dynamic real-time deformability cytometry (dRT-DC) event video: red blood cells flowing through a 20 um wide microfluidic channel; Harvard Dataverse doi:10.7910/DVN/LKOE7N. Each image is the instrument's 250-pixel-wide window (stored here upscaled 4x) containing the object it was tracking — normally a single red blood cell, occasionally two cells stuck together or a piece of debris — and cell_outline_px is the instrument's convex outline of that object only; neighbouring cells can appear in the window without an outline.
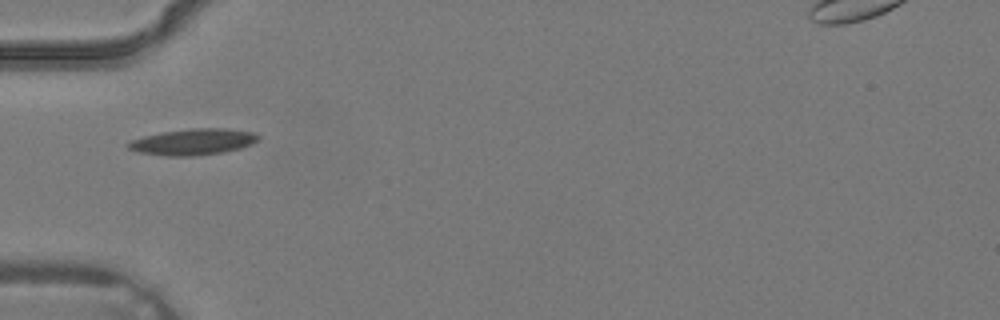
{"species": "common noctule bat (a hibernating species)", "species_latin": "Nyctalus noctula", "temperature_condition": "warm", "stored_images_in_passage": 5, "camera_frame_rate_fps": 3000, "um_per_image_px": 0.085, "animal": {"sex": "male", "body_mass_g": 19.2, "forearm_length_mm": 51.8}, "frame": {"image": 1, "passage_image": 5, "time_ms": 1.333, "image_size_px": [1000, 320], "cell_outline_px": [[260, 140], [252, 144], [240, 148], [224, 152], [196, 156], [168, 156], [140, 152], [128, 148], [124, 144], [132, 140], [144, 136], [164, 132], [192, 128], [224, 128], [256, 132], [260, 136]], "centroid_in_image_um": [16.47, 12.05], "position_along_channel_um": 68.5, "area_um2": 19.94}}